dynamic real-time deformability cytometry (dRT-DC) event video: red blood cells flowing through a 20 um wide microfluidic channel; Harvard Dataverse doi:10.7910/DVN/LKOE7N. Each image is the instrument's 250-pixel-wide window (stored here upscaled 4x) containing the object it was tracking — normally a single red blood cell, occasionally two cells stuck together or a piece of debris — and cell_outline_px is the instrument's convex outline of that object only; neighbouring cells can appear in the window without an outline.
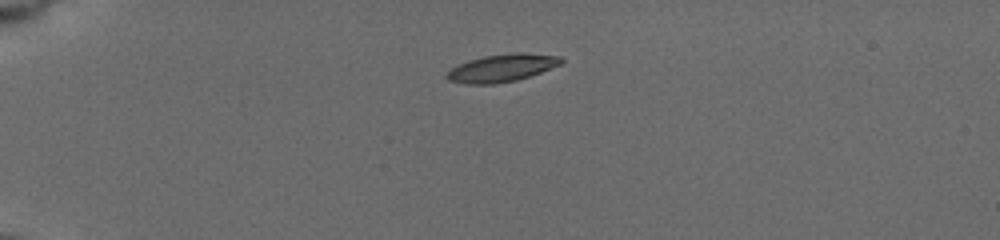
{"species": "common noctule bat (a hibernating species)", "species_latin": "Nyctalus noctula", "temperature_condition": "cold", "stored_images_in_passage": 42, "camera_frame_rate_fps": 3000, "um_per_image_px": 0.085, "animal": {"sex": "female", "body_mass_g": 19.5, "forearm_length_mm": 54.1}, "frame": {"image": 1, "passage_image": 1, "time_ms": 0.0, "image_size_px": [1000, 240], "cell_outline_px": [[564, 60], [560, 64], [540, 72], [516, 80], [492, 84], [468, 84], [448, 80], [444, 76], [456, 64], [468, 60], [484, 56], [520, 52], [524, 52], [560, 56]], "centroid_in_image_um": [42.63, 5.77], "position_along_channel_um": 42.4, "area_um2": 18.26}}
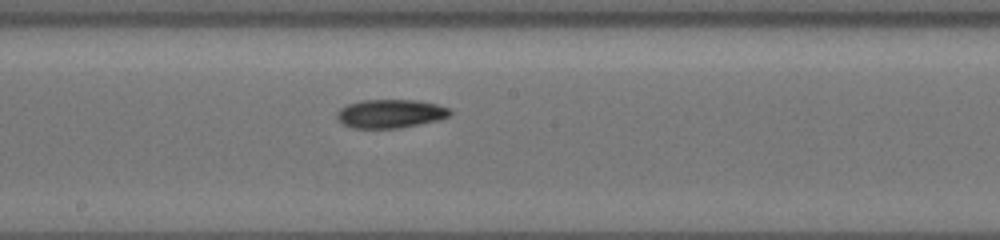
{"frame": {"image": 2, "passage_image": 19, "time_ms": 6.0, "image_size_px": [1000, 240], "cell_outline_px": [[452, 112], [448, 116], [440, 120], [400, 128], [352, 128], [344, 124], [336, 116], [336, 112], [340, 108], [348, 104], [360, 100], [420, 100], [436, 104], [448, 108]], "centroid_in_image_um": [33.19, 9.66], "position_along_channel_um": 215.0, "area_um2": 18.9}}
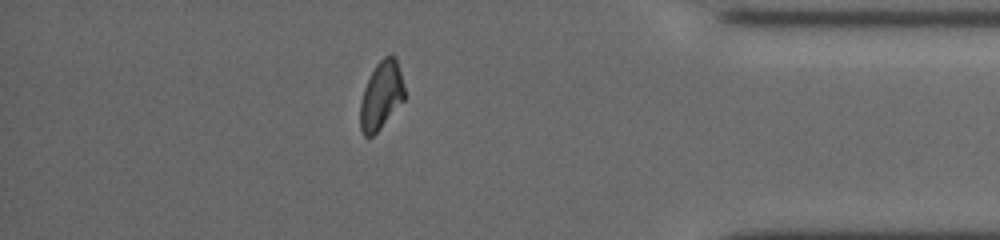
{"frame": {"image": 3, "passage_image": 36, "time_ms": 11.667, "image_size_px": [1000, 240], "cell_outline_px": [[404, 100], [380, 128], [372, 136], [364, 136], [360, 128], [360, 104], [364, 88], [376, 64], [384, 56], [392, 52], [396, 56], [404, 88]], "centroid_in_image_um": [32.4, 8.08], "position_along_channel_um": 402.8, "area_um2": 17.4}, "authors_computed_cell_mechanics": {"area_um2": 18.207, "velocity_mm_per_s": 3.7522, "shape_relaxation_time_tau1_ms": 3.9506, "shape_relaxation_time_tau2_ms": null, "deformation_change_tau1": 0.139, "deformation_change_tau2": null}}